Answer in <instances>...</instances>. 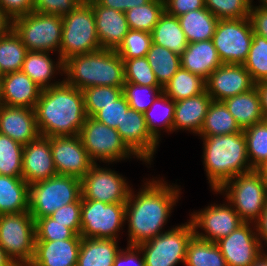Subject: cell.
Returning a JSON list of instances; mask_svg holds the SVG:
<instances>
[{
    "instance_id": "52",
    "label": "cell",
    "mask_w": 267,
    "mask_h": 266,
    "mask_svg": "<svg viewBox=\"0 0 267 266\" xmlns=\"http://www.w3.org/2000/svg\"><path fill=\"white\" fill-rule=\"evenodd\" d=\"M204 7L205 0H164L165 12L175 17Z\"/></svg>"
},
{
    "instance_id": "8",
    "label": "cell",
    "mask_w": 267,
    "mask_h": 266,
    "mask_svg": "<svg viewBox=\"0 0 267 266\" xmlns=\"http://www.w3.org/2000/svg\"><path fill=\"white\" fill-rule=\"evenodd\" d=\"M63 20L61 16L32 11L13 19V30L28 51H53L60 49Z\"/></svg>"
},
{
    "instance_id": "36",
    "label": "cell",
    "mask_w": 267,
    "mask_h": 266,
    "mask_svg": "<svg viewBox=\"0 0 267 266\" xmlns=\"http://www.w3.org/2000/svg\"><path fill=\"white\" fill-rule=\"evenodd\" d=\"M206 91V80L180 67L163 87V92L174 102Z\"/></svg>"
},
{
    "instance_id": "59",
    "label": "cell",
    "mask_w": 267,
    "mask_h": 266,
    "mask_svg": "<svg viewBox=\"0 0 267 266\" xmlns=\"http://www.w3.org/2000/svg\"><path fill=\"white\" fill-rule=\"evenodd\" d=\"M255 86L260 95L263 116L267 120V81L256 83Z\"/></svg>"
},
{
    "instance_id": "24",
    "label": "cell",
    "mask_w": 267,
    "mask_h": 266,
    "mask_svg": "<svg viewBox=\"0 0 267 266\" xmlns=\"http://www.w3.org/2000/svg\"><path fill=\"white\" fill-rule=\"evenodd\" d=\"M41 92L42 88L22 71L1 77L2 105L34 109Z\"/></svg>"
},
{
    "instance_id": "3",
    "label": "cell",
    "mask_w": 267,
    "mask_h": 266,
    "mask_svg": "<svg viewBox=\"0 0 267 266\" xmlns=\"http://www.w3.org/2000/svg\"><path fill=\"white\" fill-rule=\"evenodd\" d=\"M203 164L212 191L239 174L253 171L243 130L239 133L201 137Z\"/></svg>"
},
{
    "instance_id": "51",
    "label": "cell",
    "mask_w": 267,
    "mask_h": 266,
    "mask_svg": "<svg viewBox=\"0 0 267 266\" xmlns=\"http://www.w3.org/2000/svg\"><path fill=\"white\" fill-rule=\"evenodd\" d=\"M83 0H35L33 11L64 16L73 11Z\"/></svg>"
},
{
    "instance_id": "43",
    "label": "cell",
    "mask_w": 267,
    "mask_h": 266,
    "mask_svg": "<svg viewBox=\"0 0 267 266\" xmlns=\"http://www.w3.org/2000/svg\"><path fill=\"white\" fill-rule=\"evenodd\" d=\"M87 117H93L104 106L112 104L123 95V88L92 86L82 90Z\"/></svg>"
},
{
    "instance_id": "25",
    "label": "cell",
    "mask_w": 267,
    "mask_h": 266,
    "mask_svg": "<svg viewBox=\"0 0 267 266\" xmlns=\"http://www.w3.org/2000/svg\"><path fill=\"white\" fill-rule=\"evenodd\" d=\"M181 68L207 80L210 74L223 63L212 39L188 43L180 55Z\"/></svg>"
},
{
    "instance_id": "1",
    "label": "cell",
    "mask_w": 267,
    "mask_h": 266,
    "mask_svg": "<svg viewBox=\"0 0 267 266\" xmlns=\"http://www.w3.org/2000/svg\"><path fill=\"white\" fill-rule=\"evenodd\" d=\"M146 182L137 195L131 189L126 201L127 245H138L163 233L162 227L181 193L178 185L173 187L164 180L153 178Z\"/></svg>"
},
{
    "instance_id": "32",
    "label": "cell",
    "mask_w": 267,
    "mask_h": 266,
    "mask_svg": "<svg viewBox=\"0 0 267 266\" xmlns=\"http://www.w3.org/2000/svg\"><path fill=\"white\" fill-rule=\"evenodd\" d=\"M151 35L152 43L165 47L179 56L188 45L178 17L171 16L165 11L154 26Z\"/></svg>"
},
{
    "instance_id": "31",
    "label": "cell",
    "mask_w": 267,
    "mask_h": 266,
    "mask_svg": "<svg viewBox=\"0 0 267 266\" xmlns=\"http://www.w3.org/2000/svg\"><path fill=\"white\" fill-rule=\"evenodd\" d=\"M188 43L212 39L219 21L206 7L178 17Z\"/></svg>"
},
{
    "instance_id": "27",
    "label": "cell",
    "mask_w": 267,
    "mask_h": 266,
    "mask_svg": "<svg viewBox=\"0 0 267 266\" xmlns=\"http://www.w3.org/2000/svg\"><path fill=\"white\" fill-rule=\"evenodd\" d=\"M223 103L233 115L241 130L265 120L256 86L248 92L225 99Z\"/></svg>"
},
{
    "instance_id": "7",
    "label": "cell",
    "mask_w": 267,
    "mask_h": 266,
    "mask_svg": "<svg viewBox=\"0 0 267 266\" xmlns=\"http://www.w3.org/2000/svg\"><path fill=\"white\" fill-rule=\"evenodd\" d=\"M81 196V179L57 174L29 185L28 212L36 221L50 216L64 205L76 202Z\"/></svg>"
},
{
    "instance_id": "39",
    "label": "cell",
    "mask_w": 267,
    "mask_h": 266,
    "mask_svg": "<svg viewBox=\"0 0 267 266\" xmlns=\"http://www.w3.org/2000/svg\"><path fill=\"white\" fill-rule=\"evenodd\" d=\"M164 11V0H150L145 5L127 10L125 15L129 29L151 33Z\"/></svg>"
},
{
    "instance_id": "29",
    "label": "cell",
    "mask_w": 267,
    "mask_h": 266,
    "mask_svg": "<svg viewBox=\"0 0 267 266\" xmlns=\"http://www.w3.org/2000/svg\"><path fill=\"white\" fill-rule=\"evenodd\" d=\"M29 210V185L22 177L0 175V215Z\"/></svg>"
},
{
    "instance_id": "45",
    "label": "cell",
    "mask_w": 267,
    "mask_h": 266,
    "mask_svg": "<svg viewBox=\"0 0 267 266\" xmlns=\"http://www.w3.org/2000/svg\"><path fill=\"white\" fill-rule=\"evenodd\" d=\"M161 92H163L161 86H143L131 82H125L123 85V95L126 97L129 106L142 113L150 108Z\"/></svg>"
},
{
    "instance_id": "2",
    "label": "cell",
    "mask_w": 267,
    "mask_h": 266,
    "mask_svg": "<svg viewBox=\"0 0 267 266\" xmlns=\"http://www.w3.org/2000/svg\"><path fill=\"white\" fill-rule=\"evenodd\" d=\"M36 124L41 136H77L87 118L82 90L64 80L42 89L35 106Z\"/></svg>"
},
{
    "instance_id": "38",
    "label": "cell",
    "mask_w": 267,
    "mask_h": 266,
    "mask_svg": "<svg viewBox=\"0 0 267 266\" xmlns=\"http://www.w3.org/2000/svg\"><path fill=\"white\" fill-rule=\"evenodd\" d=\"M28 50L21 38L12 30L8 35L0 37V70L1 73L21 71Z\"/></svg>"
},
{
    "instance_id": "57",
    "label": "cell",
    "mask_w": 267,
    "mask_h": 266,
    "mask_svg": "<svg viewBox=\"0 0 267 266\" xmlns=\"http://www.w3.org/2000/svg\"><path fill=\"white\" fill-rule=\"evenodd\" d=\"M255 226H256L257 236L260 240L261 245L262 242L264 241V244H266L267 246V203L266 207L263 210V213L260 215L259 219L255 222Z\"/></svg>"
},
{
    "instance_id": "13",
    "label": "cell",
    "mask_w": 267,
    "mask_h": 266,
    "mask_svg": "<svg viewBox=\"0 0 267 266\" xmlns=\"http://www.w3.org/2000/svg\"><path fill=\"white\" fill-rule=\"evenodd\" d=\"M249 17L241 19H219L213 44L223 64H243L253 40Z\"/></svg>"
},
{
    "instance_id": "23",
    "label": "cell",
    "mask_w": 267,
    "mask_h": 266,
    "mask_svg": "<svg viewBox=\"0 0 267 266\" xmlns=\"http://www.w3.org/2000/svg\"><path fill=\"white\" fill-rule=\"evenodd\" d=\"M82 237L56 241H35L34 255L28 266H77Z\"/></svg>"
},
{
    "instance_id": "14",
    "label": "cell",
    "mask_w": 267,
    "mask_h": 266,
    "mask_svg": "<svg viewBox=\"0 0 267 266\" xmlns=\"http://www.w3.org/2000/svg\"><path fill=\"white\" fill-rule=\"evenodd\" d=\"M131 187L126 179L110 168L94 163L81 179V199L105 203H126Z\"/></svg>"
},
{
    "instance_id": "53",
    "label": "cell",
    "mask_w": 267,
    "mask_h": 266,
    "mask_svg": "<svg viewBox=\"0 0 267 266\" xmlns=\"http://www.w3.org/2000/svg\"><path fill=\"white\" fill-rule=\"evenodd\" d=\"M126 248L117 254L113 266H145L143 253L137 245H128Z\"/></svg>"
},
{
    "instance_id": "47",
    "label": "cell",
    "mask_w": 267,
    "mask_h": 266,
    "mask_svg": "<svg viewBox=\"0 0 267 266\" xmlns=\"http://www.w3.org/2000/svg\"><path fill=\"white\" fill-rule=\"evenodd\" d=\"M122 60L125 82L143 86H160L146 57Z\"/></svg>"
},
{
    "instance_id": "21",
    "label": "cell",
    "mask_w": 267,
    "mask_h": 266,
    "mask_svg": "<svg viewBox=\"0 0 267 266\" xmlns=\"http://www.w3.org/2000/svg\"><path fill=\"white\" fill-rule=\"evenodd\" d=\"M0 134L26 145L40 134L35 109L0 105Z\"/></svg>"
},
{
    "instance_id": "17",
    "label": "cell",
    "mask_w": 267,
    "mask_h": 266,
    "mask_svg": "<svg viewBox=\"0 0 267 266\" xmlns=\"http://www.w3.org/2000/svg\"><path fill=\"white\" fill-rule=\"evenodd\" d=\"M249 225L250 222H244L227 237L216 242L228 266H251L264 251L257 232H254L256 226L252 230Z\"/></svg>"
},
{
    "instance_id": "42",
    "label": "cell",
    "mask_w": 267,
    "mask_h": 266,
    "mask_svg": "<svg viewBox=\"0 0 267 266\" xmlns=\"http://www.w3.org/2000/svg\"><path fill=\"white\" fill-rule=\"evenodd\" d=\"M255 83L267 81V39L253 34V40L243 63Z\"/></svg>"
},
{
    "instance_id": "54",
    "label": "cell",
    "mask_w": 267,
    "mask_h": 266,
    "mask_svg": "<svg viewBox=\"0 0 267 266\" xmlns=\"http://www.w3.org/2000/svg\"><path fill=\"white\" fill-rule=\"evenodd\" d=\"M249 20L254 34L267 39V9L252 4Z\"/></svg>"
},
{
    "instance_id": "50",
    "label": "cell",
    "mask_w": 267,
    "mask_h": 266,
    "mask_svg": "<svg viewBox=\"0 0 267 266\" xmlns=\"http://www.w3.org/2000/svg\"><path fill=\"white\" fill-rule=\"evenodd\" d=\"M50 217L57 223L65 224L76 234L81 231V197L74 203L64 205L53 212Z\"/></svg>"
},
{
    "instance_id": "20",
    "label": "cell",
    "mask_w": 267,
    "mask_h": 266,
    "mask_svg": "<svg viewBox=\"0 0 267 266\" xmlns=\"http://www.w3.org/2000/svg\"><path fill=\"white\" fill-rule=\"evenodd\" d=\"M57 175L50 148V137L39 135L24 145L22 178L28 185Z\"/></svg>"
},
{
    "instance_id": "11",
    "label": "cell",
    "mask_w": 267,
    "mask_h": 266,
    "mask_svg": "<svg viewBox=\"0 0 267 266\" xmlns=\"http://www.w3.org/2000/svg\"><path fill=\"white\" fill-rule=\"evenodd\" d=\"M126 203H105L81 199V231L83 238L117 240L124 225Z\"/></svg>"
},
{
    "instance_id": "56",
    "label": "cell",
    "mask_w": 267,
    "mask_h": 266,
    "mask_svg": "<svg viewBox=\"0 0 267 266\" xmlns=\"http://www.w3.org/2000/svg\"><path fill=\"white\" fill-rule=\"evenodd\" d=\"M98 5L106 8L115 9L120 12H126L136 6H142L150 0H94Z\"/></svg>"
},
{
    "instance_id": "58",
    "label": "cell",
    "mask_w": 267,
    "mask_h": 266,
    "mask_svg": "<svg viewBox=\"0 0 267 266\" xmlns=\"http://www.w3.org/2000/svg\"><path fill=\"white\" fill-rule=\"evenodd\" d=\"M13 30V18L0 7V37L8 35Z\"/></svg>"
},
{
    "instance_id": "9",
    "label": "cell",
    "mask_w": 267,
    "mask_h": 266,
    "mask_svg": "<svg viewBox=\"0 0 267 266\" xmlns=\"http://www.w3.org/2000/svg\"><path fill=\"white\" fill-rule=\"evenodd\" d=\"M35 239V220L28 211L0 215V246L16 266L31 263Z\"/></svg>"
},
{
    "instance_id": "63",
    "label": "cell",
    "mask_w": 267,
    "mask_h": 266,
    "mask_svg": "<svg viewBox=\"0 0 267 266\" xmlns=\"http://www.w3.org/2000/svg\"><path fill=\"white\" fill-rule=\"evenodd\" d=\"M260 5L259 7L267 9V0H260Z\"/></svg>"
},
{
    "instance_id": "28",
    "label": "cell",
    "mask_w": 267,
    "mask_h": 266,
    "mask_svg": "<svg viewBox=\"0 0 267 266\" xmlns=\"http://www.w3.org/2000/svg\"><path fill=\"white\" fill-rule=\"evenodd\" d=\"M50 52L46 51H28L23 62L21 71L29 76L42 89L50 88L60 84V81L52 82L57 70L63 75V61L58 59L55 63L50 58ZM55 63V64H54Z\"/></svg>"
},
{
    "instance_id": "61",
    "label": "cell",
    "mask_w": 267,
    "mask_h": 266,
    "mask_svg": "<svg viewBox=\"0 0 267 266\" xmlns=\"http://www.w3.org/2000/svg\"><path fill=\"white\" fill-rule=\"evenodd\" d=\"M251 266H267V253L262 251Z\"/></svg>"
},
{
    "instance_id": "62",
    "label": "cell",
    "mask_w": 267,
    "mask_h": 266,
    "mask_svg": "<svg viewBox=\"0 0 267 266\" xmlns=\"http://www.w3.org/2000/svg\"><path fill=\"white\" fill-rule=\"evenodd\" d=\"M257 171L262 175V178L264 180V182L266 183L267 185V161L262 164L258 169Z\"/></svg>"
},
{
    "instance_id": "4",
    "label": "cell",
    "mask_w": 267,
    "mask_h": 266,
    "mask_svg": "<svg viewBox=\"0 0 267 266\" xmlns=\"http://www.w3.org/2000/svg\"><path fill=\"white\" fill-rule=\"evenodd\" d=\"M64 81L79 90L92 86L121 87L125 83L124 63L115 50L75 55L63 62Z\"/></svg>"
},
{
    "instance_id": "30",
    "label": "cell",
    "mask_w": 267,
    "mask_h": 266,
    "mask_svg": "<svg viewBox=\"0 0 267 266\" xmlns=\"http://www.w3.org/2000/svg\"><path fill=\"white\" fill-rule=\"evenodd\" d=\"M117 243L114 239L82 237L77 266H113L121 250Z\"/></svg>"
},
{
    "instance_id": "33",
    "label": "cell",
    "mask_w": 267,
    "mask_h": 266,
    "mask_svg": "<svg viewBox=\"0 0 267 266\" xmlns=\"http://www.w3.org/2000/svg\"><path fill=\"white\" fill-rule=\"evenodd\" d=\"M241 131V128L225 104L223 102L212 101L198 136L228 135Z\"/></svg>"
},
{
    "instance_id": "55",
    "label": "cell",
    "mask_w": 267,
    "mask_h": 266,
    "mask_svg": "<svg viewBox=\"0 0 267 266\" xmlns=\"http://www.w3.org/2000/svg\"><path fill=\"white\" fill-rule=\"evenodd\" d=\"M0 7L13 19L33 11V3L30 0H0Z\"/></svg>"
},
{
    "instance_id": "15",
    "label": "cell",
    "mask_w": 267,
    "mask_h": 266,
    "mask_svg": "<svg viewBox=\"0 0 267 266\" xmlns=\"http://www.w3.org/2000/svg\"><path fill=\"white\" fill-rule=\"evenodd\" d=\"M227 204H212L191 214L190 221L197 238L216 243L244 223L234 208ZM198 228L205 233H199Z\"/></svg>"
},
{
    "instance_id": "37",
    "label": "cell",
    "mask_w": 267,
    "mask_h": 266,
    "mask_svg": "<svg viewBox=\"0 0 267 266\" xmlns=\"http://www.w3.org/2000/svg\"><path fill=\"white\" fill-rule=\"evenodd\" d=\"M185 266H228L215 242L191 238L187 246Z\"/></svg>"
},
{
    "instance_id": "46",
    "label": "cell",
    "mask_w": 267,
    "mask_h": 266,
    "mask_svg": "<svg viewBox=\"0 0 267 266\" xmlns=\"http://www.w3.org/2000/svg\"><path fill=\"white\" fill-rule=\"evenodd\" d=\"M253 0H205V7L218 19L249 17Z\"/></svg>"
},
{
    "instance_id": "60",
    "label": "cell",
    "mask_w": 267,
    "mask_h": 266,
    "mask_svg": "<svg viewBox=\"0 0 267 266\" xmlns=\"http://www.w3.org/2000/svg\"><path fill=\"white\" fill-rule=\"evenodd\" d=\"M0 266H16L0 246Z\"/></svg>"
},
{
    "instance_id": "49",
    "label": "cell",
    "mask_w": 267,
    "mask_h": 266,
    "mask_svg": "<svg viewBox=\"0 0 267 266\" xmlns=\"http://www.w3.org/2000/svg\"><path fill=\"white\" fill-rule=\"evenodd\" d=\"M129 107L130 106L126 97L122 95L112 104L104 106L93 116V118L111 128L116 129L118 124H121L123 115Z\"/></svg>"
},
{
    "instance_id": "35",
    "label": "cell",
    "mask_w": 267,
    "mask_h": 266,
    "mask_svg": "<svg viewBox=\"0 0 267 266\" xmlns=\"http://www.w3.org/2000/svg\"><path fill=\"white\" fill-rule=\"evenodd\" d=\"M159 85L163 88L181 67L180 56L152 43L146 54Z\"/></svg>"
},
{
    "instance_id": "10",
    "label": "cell",
    "mask_w": 267,
    "mask_h": 266,
    "mask_svg": "<svg viewBox=\"0 0 267 266\" xmlns=\"http://www.w3.org/2000/svg\"><path fill=\"white\" fill-rule=\"evenodd\" d=\"M188 221L137 245L143 253L145 266L185 264L187 246L194 236L193 225Z\"/></svg>"
},
{
    "instance_id": "6",
    "label": "cell",
    "mask_w": 267,
    "mask_h": 266,
    "mask_svg": "<svg viewBox=\"0 0 267 266\" xmlns=\"http://www.w3.org/2000/svg\"><path fill=\"white\" fill-rule=\"evenodd\" d=\"M63 29L59 59L92 53L101 49L91 5L83 0L69 14L62 16Z\"/></svg>"
},
{
    "instance_id": "19",
    "label": "cell",
    "mask_w": 267,
    "mask_h": 266,
    "mask_svg": "<svg viewBox=\"0 0 267 266\" xmlns=\"http://www.w3.org/2000/svg\"><path fill=\"white\" fill-rule=\"evenodd\" d=\"M255 84L243 64H222L206 80V91L213 101L223 102L250 91Z\"/></svg>"
},
{
    "instance_id": "12",
    "label": "cell",
    "mask_w": 267,
    "mask_h": 266,
    "mask_svg": "<svg viewBox=\"0 0 267 266\" xmlns=\"http://www.w3.org/2000/svg\"><path fill=\"white\" fill-rule=\"evenodd\" d=\"M79 136L94 163L97 160L104 163L119 162L122 159H129L132 155L136 156L122 141L115 128H111L93 117L86 118Z\"/></svg>"
},
{
    "instance_id": "64",
    "label": "cell",
    "mask_w": 267,
    "mask_h": 266,
    "mask_svg": "<svg viewBox=\"0 0 267 266\" xmlns=\"http://www.w3.org/2000/svg\"><path fill=\"white\" fill-rule=\"evenodd\" d=\"M0 105H2V99H1V78H0Z\"/></svg>"
},
{
    "instance_id": "44",
    "label": "cell",
    "mask_w": 267,
    "mask_h": 266,
    "mask_svg": "<svg viewBox=\"0 0 267 266\" xmlns=\"http://www.w3.org/2000/svg\"><path fill=\"white\" fill-rule=\"evenodd\" d=\"M152 44L150 32L129 29L116 53L121 59L145 57Z\"/></svg>"
},
{
    "instance_id": "41",
    "label": "cell",
    "mask_w": 267,
    "mask_h": 266,
    "mask_svg": "<svg viewBox=\"0 0 267 266\" xmlns=\"http://www.w3.org/2000/svg\"><path fill=\"white\" fill-rule=\"evenodd\" d=\"M24 145L0 134V175L22 177Z\"/></svg>"
},
{
    "instance_id": "5",
    "label": "cell",
    "mask_w": 267,
    "mask_h": 266,
    "mask_svg": "<svg viewBox=\"0 0 267 266\" xmlns=\"http://www.w3.org/2000/svg\"><path fill=\"white\" fill-rule=\"evenodd\" d=\"M214 192L225 194L239 218L251 225L259 219L267 203V185L257 170L236 175Z\"/></svg>"
},
{
    "instance_id": "34",
    "label": "cell",
    "mask_w": 267,
    "mask_h": 266,
    "mask_svg": "<svg viewBox=\"0 0 267 266\" xmlns=\"http://www.w3.org/2000/svg\"><path fill=\"white\" fill-rule=\"evenodd\" d=\"M174 111L175 102L164 92H161L154 100L150 108L144 112L146 126L151 135L158 142L161 135L159 134L161 129H165L167 132L173 131ZM159 120L160 122H158Z\"/></svg>"
},
{
    "instance_id": "48",
    "label": "cell",
    "mask_w": 267,
    "mask_h": 266,
    "mask_svg": "<svg viewBox=\"0 0 267 266\" xmlns=\"http://www.w3.org/2000/svg\"><path fill=\"white\" fill-rule=\"evenodd\" d=\"M35 241H56L73 238L76 233L65 226V224L57 223L50 216L38 218L35 221Z\"/></svg>"
},
{
    "instance_id": "16",
    "label": "cell",
    "mask_w": 267,
    "mask_h": 266,
    "mask_svg": "<svg viewBox=\"0 0 267 266\" xmlns=\"http://www.w3.org/2000/svg\"><path fill=\"white\" fill-rule=\"evenodd\" d=\"M50 148L58 175L82 179L94 164L79 135L50 137Z\"/></svg>"
},
{
    "instance_id": "18",
    "label": "cell",
    "mask_w": 267,
    "mask_h": 266,
    "mask_svg": "<svg viewBox=\"0 0 267 266\" xmlns=\"http://www.w3.org/2000/svg\"><path fill=\"white\" fill-rule=\"evenodd\" d=\"M122 141L136 155L137 159L151 164L159 142L151 135L146 126L144 113L129 107L124 113L121 124L116 128Z\"/></svg>"
},
{
    "instance_id": "26",
    "label": "cell",
    "mask_w": 267,
    "mask_h": 266,
    "mask_svg": "<svg viewBox=\"0 0 267 266\" xmlns=\"http://www.w3.org/2000/svg\"><path fill=\"white\" fill-rule=\"evenodd\" d=\"M212 101L207 91L175 101L173 131L182 129L199 134Z\"/></svg>"
},
{
    "instance_id": "40",
    "label": "cell",
    "mask_w": 267,
    "mask_h": 266,
    "mask_svg": "<svg viewBox=\"0 0 267 266\" xmlns=\"http://www.w3.org/2000/svg\"><path fill=\"white\" fill-rule=\"evenodd\" d=\"M247 142V154L253 170L267 161V120L243 130Z\"/></svg>"
},
{
    "instance_id": "22",
    "label": "cell",
    "mask_w": 267,
    "mask_h": 266,
    "mask_svg": "<svg viewBox=\"0 0 267 266\" xmlns=\"http://www.w3.org/2000/svg\"><path fill=\"white\" fill-rule=\"evenodd\" d=\"M92 7L101 49L117 50L129 31L125 12L98 5L94 0H86Z\"/></svg>"
}]
</instances>
